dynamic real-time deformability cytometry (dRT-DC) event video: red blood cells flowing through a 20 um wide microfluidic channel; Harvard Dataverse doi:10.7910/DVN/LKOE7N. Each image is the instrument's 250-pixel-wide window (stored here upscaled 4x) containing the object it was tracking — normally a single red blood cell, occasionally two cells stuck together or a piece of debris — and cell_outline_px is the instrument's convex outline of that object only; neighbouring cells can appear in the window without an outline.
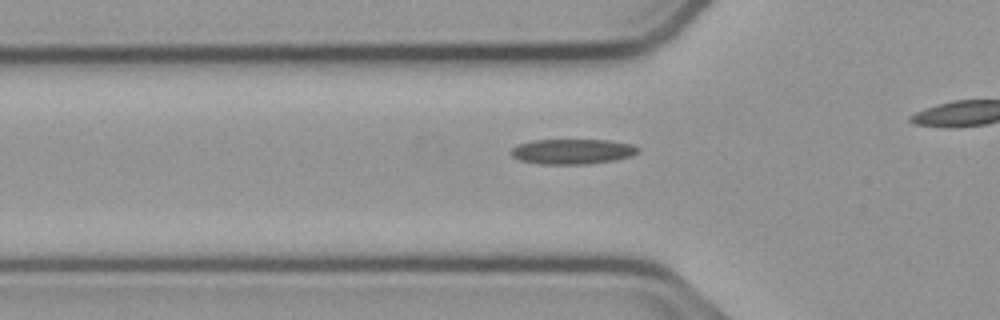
{"species": "common noctule bat (a hibernating species)", "species_latin": "Nyctalus noctula", "temperature_condition": "cold", "stored_images_in_passage": 33, "camera_frame_rate_fps": 3000, "um_per_image_px": 0.085, "animal": {"sex": "male", "body_mass_g": 23.1, "forearm_length_mm": 52.7}, "frame": {"image": 1, "passage_image": 6, "time_ms": 1.667, "image_size_px": [1000, 320], "cell_outline_px": [[640, 152], [632, 156], [612, 160], [584, 164], [540, 164], [520, 160], [512, 156], [508, 152], [512, 148], [520, 144], [532, 140], [608, 140], [632, 144], [640, 148]], "centroid_in_image_um": [48.66, 12.87], "position_along_channel_um": 77.1, "area_um2": 18.61}}
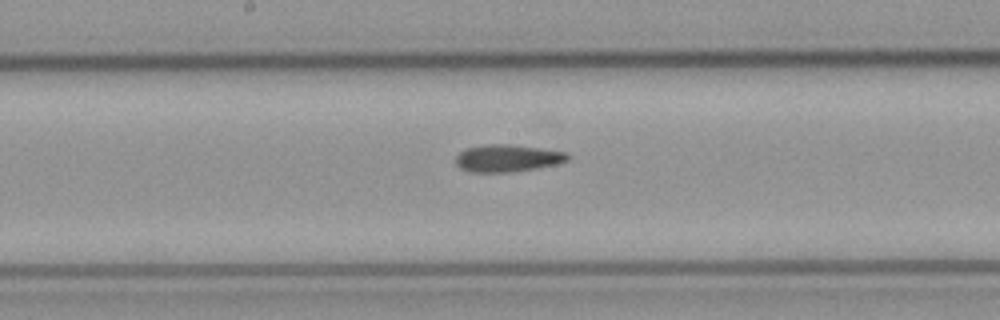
{"frame": {"image": 2, "passage_image": 16, "time_ms": 5.0, "image_size_px": [1000, 320], "cell_outline_px": [[572, 156], [568, 160], [560, 164], [512, 172], [468, 172], [460, 168], [456, 164], [456, 156], [464, 148], [488, 144], [512, 144], [568, 152]], "centroid_in_image_um": [43.17, 13.44], "position_along_channel_um": 205.0, "area_um2": 18.09}}
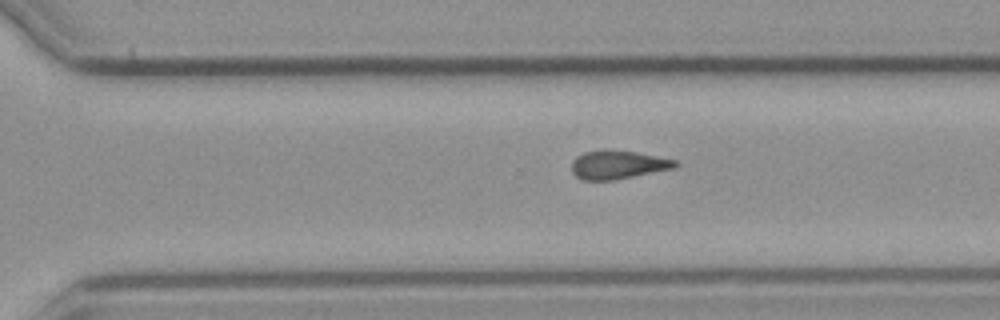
{"frame": {"image": 3, "passage_image": 25, "time_ms": 8.0, "image_size_px": [1000, 320], "cell_outline_px": [[680, 164], [676, 168], [612, 180], [580, 180], [572, 172], [572, 160], [576, 156], [584, 152], [604, 148], [608, 148], [636, 152], [676, 160]], "centroid_in_image_um": [52.5, 13.98], "position_along_channel_um": 318.1, "area_um2": 17.51}}